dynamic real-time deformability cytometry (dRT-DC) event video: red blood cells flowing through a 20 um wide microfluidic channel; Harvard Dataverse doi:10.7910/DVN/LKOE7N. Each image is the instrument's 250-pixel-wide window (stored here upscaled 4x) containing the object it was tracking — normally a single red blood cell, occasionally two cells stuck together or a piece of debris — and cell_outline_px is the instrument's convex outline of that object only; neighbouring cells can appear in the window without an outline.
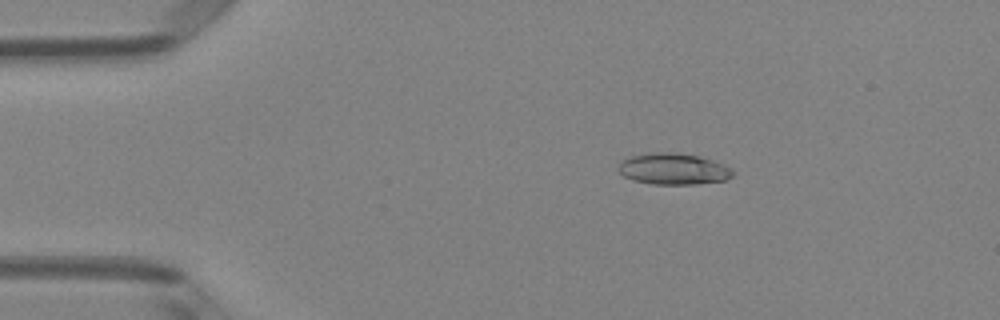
{"species": "Egyptian fruit bat (a non-hibernating species)", "species_latin": "Rousettus aegyptiacus", "temperature_condition": "room temperature", "stored_images_in_passage": 5, "camera_frame_rate_fps": 3000, "um_per_image_px": 0.085, "animal": {"sex": "female"}, "frame": {"image": 1, "passage_image": 2, "time_ms": 0.333, "image_size_px": [1000, 320], "cell_outline_px": [[736, 172], [732, 176], [724, 180], [696, 184], [652, 184], [632, 180], [624, 176], [616, 168], [620, 160], [644, 152], [676, 152], [700, 156], [724, 164], [732, 168]], "centroid_in_image_um": [57.22, 14.34], "position_along_channel_um": 27.8, "area_um2": 21.27}}
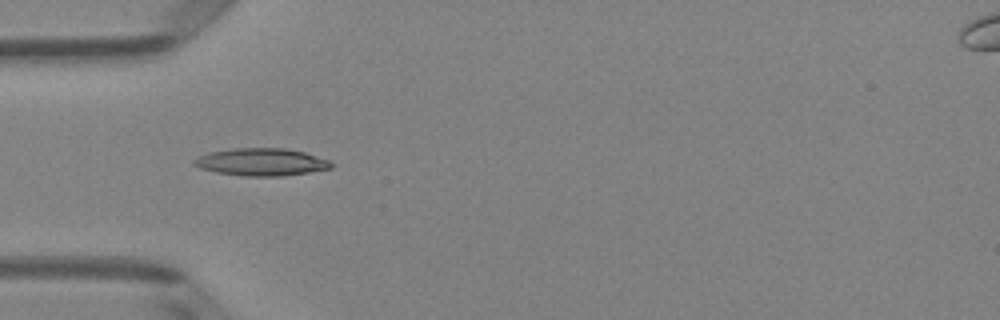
{"frame": {"image": 2, "passage_image": 4, "time_ms": 1.0, "image_size_px": [1000, 320], "cell_outline_px": [[336, 164], [332, 168], [308, 172], [280, 176], [244, 176], [216, 172], [200, 168], [192, 164], [192, 160], [200, 156], [212, 152], [232, 148], [284, 148], [304, 152], [328, 160]], "centroid_in_image_um": [22.22, 13.77], "position_along_channel_um": 62.8, "area_um2": 21.85}}
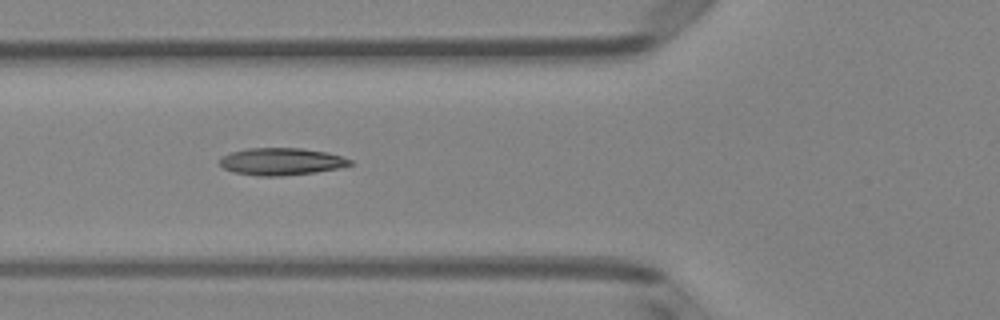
{"frame": {"image": 3, "passage_image": 5, "time_ms": 1.333, "image_size_px": [1000, 320], "cell_outline_px": [[352, 164], [340, 168], [316, 172], [280, 176], [260, 176], [232, 172], [224, 168], [220, 164], [220, 156], [232, 152], [248, 148], [300, 148], [328, 152], [352, 160]], "centroid_in_image_um": [23.91, 13.73], "position_along_channel_um": 101.9, "area_um2": 20.69}}